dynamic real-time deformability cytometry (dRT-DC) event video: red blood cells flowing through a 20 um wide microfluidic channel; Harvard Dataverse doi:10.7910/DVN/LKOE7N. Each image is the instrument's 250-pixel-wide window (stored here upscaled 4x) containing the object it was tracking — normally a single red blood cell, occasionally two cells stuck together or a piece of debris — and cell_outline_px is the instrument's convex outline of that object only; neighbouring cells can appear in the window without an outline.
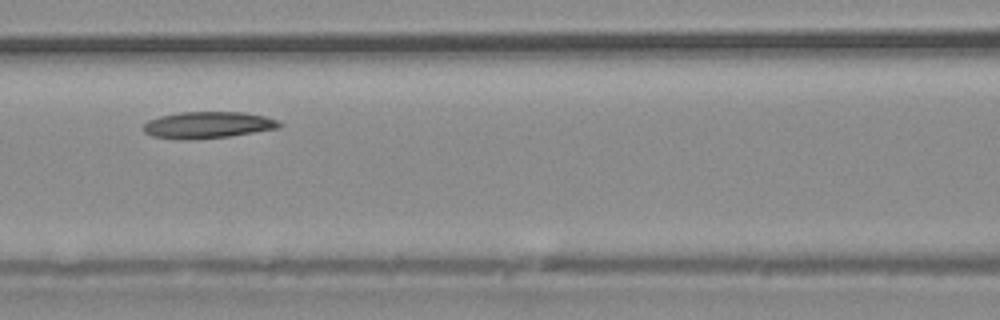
{"species": "common noctule bat (a hibernating species)", "species_latin": "Nyctalus noctula", "temperature_condition": "warm", "stored_images_in_passage": 32, "camera_frame_rate_fps": 3000, "um_per_image_px": 0.085, "animal": {"sex": "male", "body_mass_g": 20.4}, "frame": {"image": 1, "passage_image": 10, "time_ms": 3.0, "image_size_px": [1000, 320], "cell_outline_px": [[284, 124], [280, 128], [228, 136], [188, 140], [180, 140], [152, 136], [144, 132], [144, 124], [148, 120], [160, 116], [180, 112], [244, 112], [264, 116], [280, 120]], "centroid_in_image_um": [17.69, 10.62], "position_along_channel_um": 148.9, "area_um2": 21.21}}
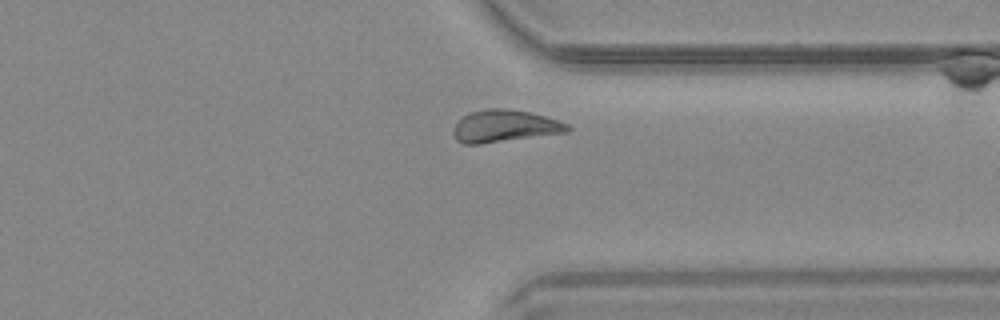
{"frame": {"image": 2, "passage_image": 23, "time_ms": 7.333, "image_size_px": [1000, 320], "cell_outline_px": [[572, 128], [568, 132], [480, 144], [464, 144], [456, 140], [452, 132], [452, 128], [456, 120], [468, 112], [488, 108], [504, 108], [528, 112], [560, 120], [568, 124]], "centroid_in_image_um": [42.85, 10.71], "position_along_channel_um": 368.6, "area_um2": 21.68}}